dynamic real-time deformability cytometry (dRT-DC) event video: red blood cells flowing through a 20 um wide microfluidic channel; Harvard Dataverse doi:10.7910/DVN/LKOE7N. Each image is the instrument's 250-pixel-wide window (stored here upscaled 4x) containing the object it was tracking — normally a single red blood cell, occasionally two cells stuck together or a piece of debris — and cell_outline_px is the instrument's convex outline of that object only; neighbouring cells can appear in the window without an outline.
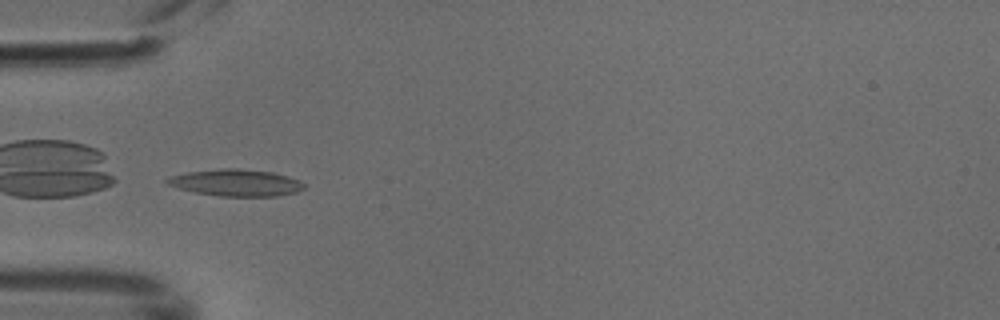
{"species": "common noctule bat (a hibernating species)", "species_latin": "Nyctalus noctula", "temperature_condition": "cold", "stored_images_in_passage": 3, "camera_frame_rate_fps": 3000, "um_per_image_px": 0.085, "animal": {"sex": "male", "body_mass_g": 18.8}, "frame": {"image": 1, "passage_image": 2, "time_ms": 0.333, "image_size_px": [1000, 320], "cell_outline_px": [[304, 188], [296, 192], [280, 196], [220, 196], [196, 192], [180, 188], [168, 184], [164, 180], [172, 176], [188, 172], [224, 168], [236, 168], [272, 172], [288, 176], [300, 180], [304, 184]], "centroid_in_image_um": [20.11, 15.53], "position_along_channel_um": 64.9, "area_um2": 21.15}}
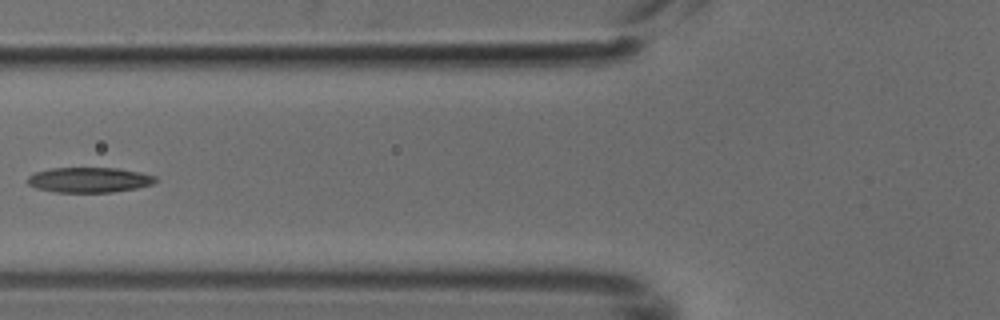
{"frame": {"image": 2, "passage_image": 3, "time_ms": 0.667, "image_size_px": [1000, 320], "cell_outline_px": [[156, 180], [152, 184], [136, 188], [112, 192], [56, 192], [36, 188], [28, 184], [28, 176], [36, 172], [52, 168], [116, 168], [140, 172], [156, 176]], "centroid_in_image_um": [7.58, 15.29], "position_along_channel_um": 118.2, "area_um2": 18.61}}